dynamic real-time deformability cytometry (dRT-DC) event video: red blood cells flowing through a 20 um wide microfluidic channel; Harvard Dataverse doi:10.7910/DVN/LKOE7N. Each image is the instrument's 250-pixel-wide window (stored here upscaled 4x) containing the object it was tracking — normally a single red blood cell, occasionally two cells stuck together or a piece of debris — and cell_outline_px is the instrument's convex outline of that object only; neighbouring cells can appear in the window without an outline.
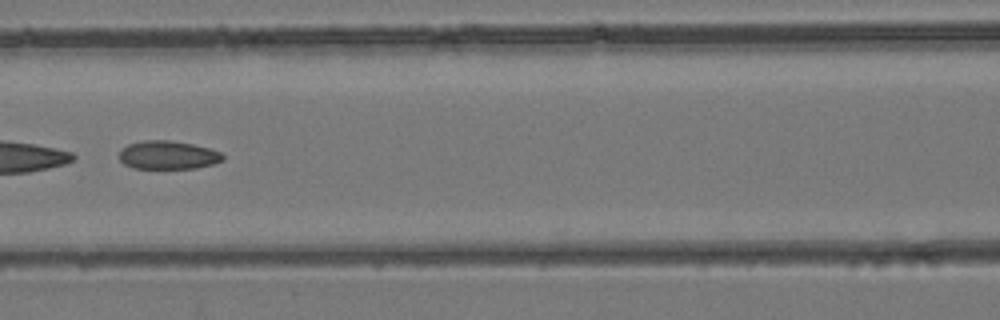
{"species": "common noctule bat (a hibernating species)", "species_latin": "Nyctalus noctula", "temperature_condition": "room temperature", "stored_images_in_passage": 42, "camera_frame_rate_fps": 3000, "um_per_image_px": 0.085, "animal": {"sex": "female", "body_mass_g": 24.6, "forearm_length_mm": 56.2}, "frame": {"image": 1, "passage_image": 19, "time_ms": 6.0, "image_size_px": [1000, 320], "cell_outline_px": [[224, 160], [212, 164], [196, 168], [132, 168], [124, 164], [120, 160], [120, 148], [128, 144], [144, 140], [168, 140], [192, 144], [208, 148], [220, 152], [224, 156]], "centroid_in_image_um": [14.25, 13.18], "position_along_channel_um": 152.3, "area_um2": 17.11}}
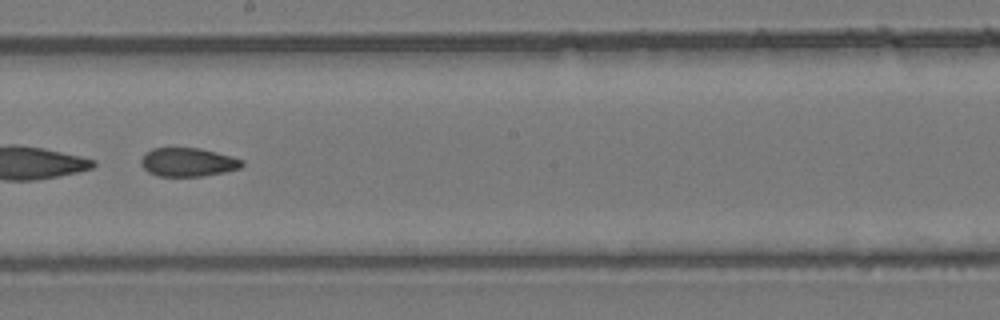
{"frame": {"image": 2, "passage_image": 24, "time_ms": 7.667, "image_size_px": [1000, 320], "cell_outline_px": [[244, 164], [240, 168], [224, 172], [204, 176], [160, 176], [148, 172], [140, 164], [140, 160], [144, 152], [152, 148], [200, 148], [232, 156], [244, 160]], "centroid_in_image_um": [15.96, 13.78], "position_along_channel_um": 232.2, "area_um2": 16.99}}